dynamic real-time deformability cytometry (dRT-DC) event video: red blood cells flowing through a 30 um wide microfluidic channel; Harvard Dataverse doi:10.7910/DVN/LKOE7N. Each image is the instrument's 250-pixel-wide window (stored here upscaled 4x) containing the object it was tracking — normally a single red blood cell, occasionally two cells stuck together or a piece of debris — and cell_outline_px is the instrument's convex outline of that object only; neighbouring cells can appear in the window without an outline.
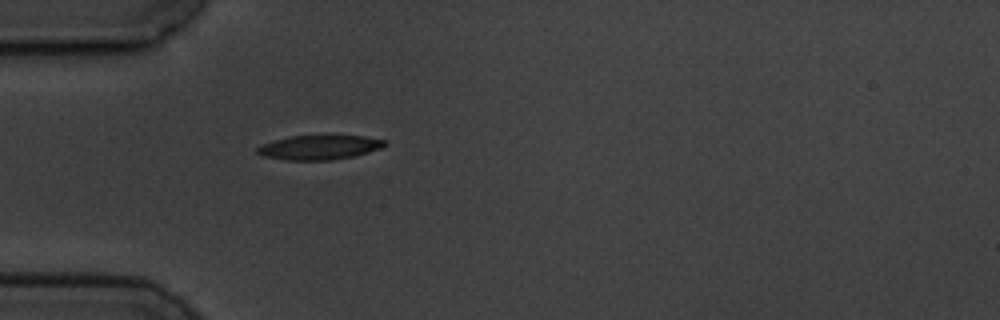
{"species": "common noctule bat (a hibernating species)", "species_latin": "Nyctalus noctula", "temperature_condition": "cold", "stored_images_in_passage": 1, "camera_frame_rate_fps": 3000, "um_per_image_px": 0.085, "animal": {"sex": "male", "body_mass_g": 19.5, "forearm_length_mm": 54.6}, "frame": {"image": 1, "passage_image": 1, "time_ms": 0.0, "image_size_px": [1000, 320], "cell_outline_px": [[388, 144], [380, 148], [356, 156], [332, 160], [284, 160], [264, 156], [256, 152], [256, 148], [264, 144], [276, 140], [292, 136], [364, 136], [388, 140]], "centroid_in_image_um": [27.2, 12.53], "position_along_channel_um": 57.8, "area_um2": 18.03}}